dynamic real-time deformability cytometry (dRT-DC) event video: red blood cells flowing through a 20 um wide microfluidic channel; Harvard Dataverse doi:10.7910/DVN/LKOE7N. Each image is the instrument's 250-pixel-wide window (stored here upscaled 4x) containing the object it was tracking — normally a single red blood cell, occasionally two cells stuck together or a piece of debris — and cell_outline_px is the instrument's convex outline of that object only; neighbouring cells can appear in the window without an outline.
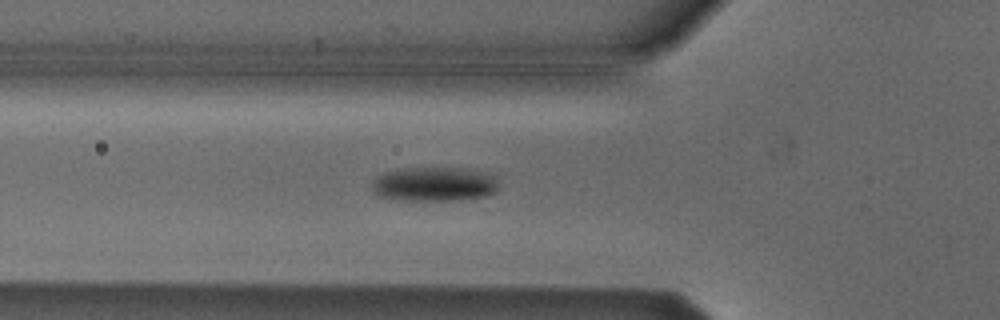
{"species": "Egyptian fruit bat (a non-hibernating species)", "species_latin": "Rousettus aegyptiacus", "temperature_condition": "cold", "stored_images_in_passage": 47, "camera_frame_rate_fps": 3000, "um_per_image_px": 0.085, "animal": {"sex": "male"}, "frame": {"image": 1, "passage_image": 12, "time_ms": 3.667, "image_size_px": [1000, 320], "cell_outline_px": [[496, 192], [488, 196], [456, 200], [396, 200], [380, 196], [372, 188], [372, 184], [380, 176], [388, 172], [400, 168], [468, 168], [484, 172], [496, 176]], "centroid_in_image_um": [36.97, 15.65], "position_along_channel_um": 88.8, "area_um2": 25.2}}
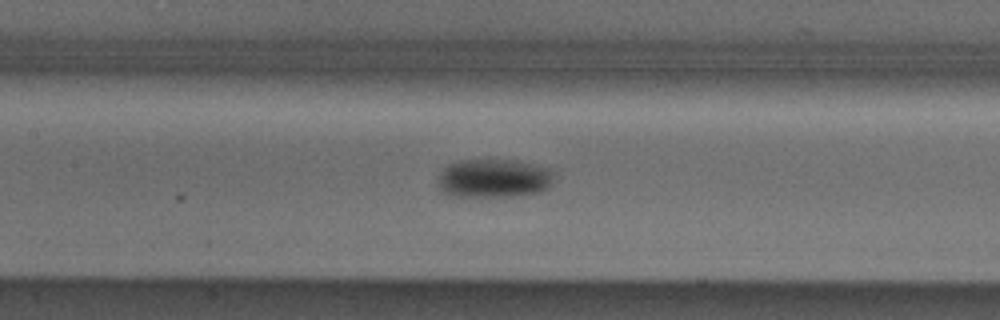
{"frame": {"image": 2, "passage_image": 18, "time_ms": 5.667, "image_size_px": [1000, 320], "cell_outline_px": [[552, 180], [548, 188], [540, 192], [516, 196], [448, 196], [440, 188], [436, 180], [440, 172], [448, 164], [460, 160], [516, 160], [548, 168], [552, 172]], "centroid_in_image_um": [41.93, 15.16], "position_along_channel_um": 165.5, "area_um2": 26.24}}
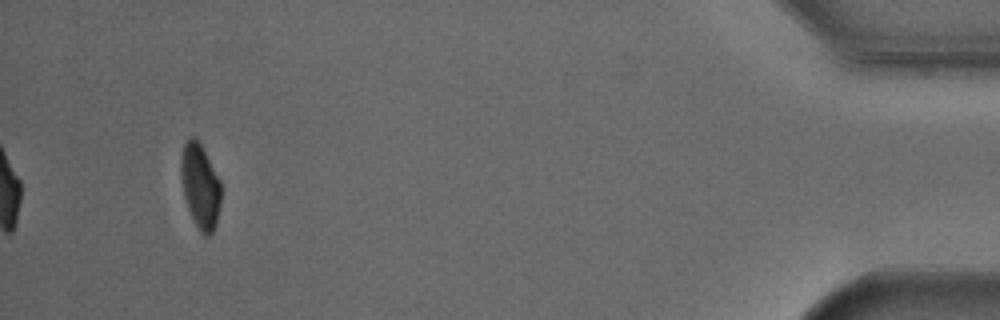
{"frame": {"image": 3, "passage_image": 44, "time_ms": 14.333, "image_size_px": [1000, 320], "cell_outline_px": [[220, 204], [216, 224], [212, 232], [208, 236], [204, 236], [200, 232], [188, 208], [184, 196], [180, 176], [180, 156], [184, 144], [192, 136], [196, 136], [220, 180]], "centroid_in_image_um": [17.0, 15.8], "position_along_channel_um": 418.2, "area_um2": 19.65}, "authors_computed_cell_mechanics": {"area_um2": 23.8136, "velocity_mm_per_s": 3.8111, "shape_relaxation_time_tau1_ms": 4.0211, "shape_relaxation_time_tau2_ms": null, "deformation_change_tau1": 0.1238, "deformation_change_tau2": null}}